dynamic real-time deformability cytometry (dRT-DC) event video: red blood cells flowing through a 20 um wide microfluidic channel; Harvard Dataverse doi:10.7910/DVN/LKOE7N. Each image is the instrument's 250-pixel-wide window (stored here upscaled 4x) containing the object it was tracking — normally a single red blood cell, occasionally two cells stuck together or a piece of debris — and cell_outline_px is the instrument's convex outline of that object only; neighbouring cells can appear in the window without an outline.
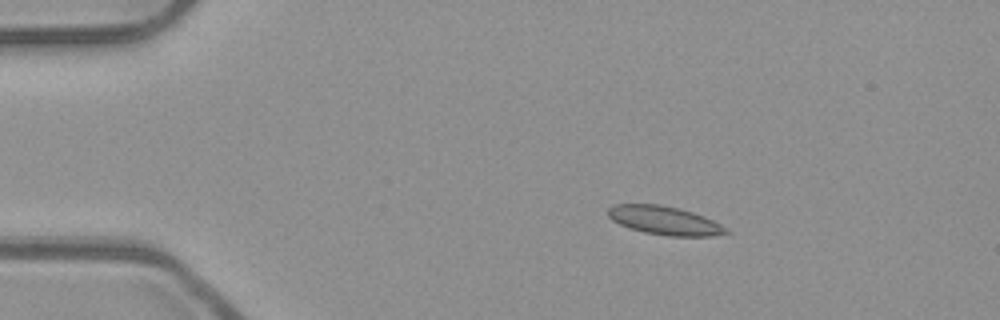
{"species": "common noctule bat (a hibernating species)", "species_latin": "Nyctalus noctula", "temperature_condition": "room temperature", "stored_images_in_passage": 8, "camera_frame_rate_fps": 3000, "um_per_image_px": 0.085, "animal": {"sex": "male", "body_mass_g": 23.1, "forearm_length_mm": 52.7}, "frame": {"image": 1, "passage_image": 1, "time_ms": 0.0, "image_size_px": [1000, 320], "cell_outline_px": [[732, 232], [712, 236], [668, 236], [644, 232], [620, 224], [612, 220], [608, 216], [608, 208], [616, 204], [660, 204], [680, 208], [704, 216], [728, 228]], "centroid_in_image_um": [56.52, 18.74], "position_along_channel_um": 28.5, "area_um2": 19.65}}